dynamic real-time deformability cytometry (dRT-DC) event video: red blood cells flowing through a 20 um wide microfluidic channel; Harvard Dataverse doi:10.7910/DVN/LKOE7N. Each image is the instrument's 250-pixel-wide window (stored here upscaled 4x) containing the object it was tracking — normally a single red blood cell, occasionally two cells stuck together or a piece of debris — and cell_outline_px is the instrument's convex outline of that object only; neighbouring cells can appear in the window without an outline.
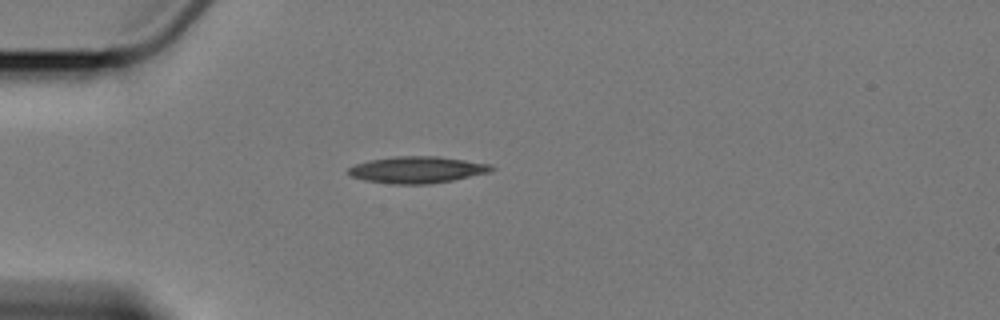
{"species": "Egyptian fruit bat (a non-hibernating species)", "species_latin": "Rousettus aegyptiacus", "temperature_condition": "cold", "stored_images_in_passage": 1, "camera_frame_rate_fps": 3000, "um_per_image_px": 0.085, "animal": {"sex": "female"}, "frame": {"image": 1, "passage_image": 1, "time_ms": 0.0, "image_size_px": [1000, 320], "cell_outline_px": [[496, 168], [488, 172], [452, 180], [428, 184], [396, 184], [364, 180], [352, 176], [348, 172], [348, 168], [356, 164], [368, 160], [396, 156], [436, 156], [492, 164]], "centroid_in_image_um": [35.45, 14.42], "position_along_channel_um": 49.5, "area_um2": 22.02}}